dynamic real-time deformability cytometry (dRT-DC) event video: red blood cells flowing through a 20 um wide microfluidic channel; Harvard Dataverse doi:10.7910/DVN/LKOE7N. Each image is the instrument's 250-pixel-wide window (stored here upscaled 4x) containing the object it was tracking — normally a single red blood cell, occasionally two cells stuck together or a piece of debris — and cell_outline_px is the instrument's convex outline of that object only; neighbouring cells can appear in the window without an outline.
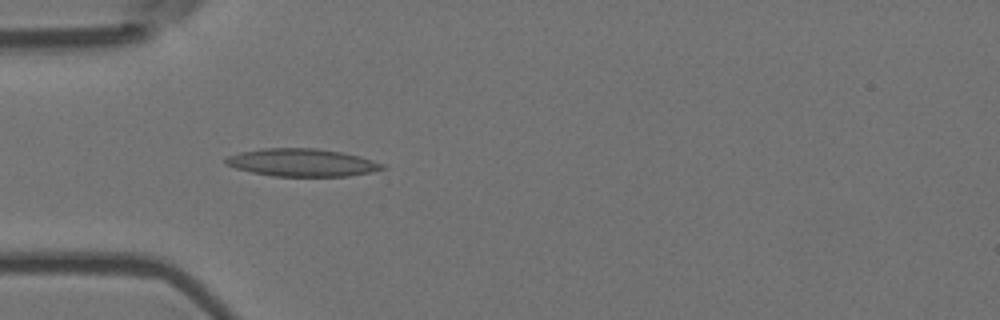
{"species": "Egyptian fruit bat (a non-hibernating species)", "species_latin": "Rousettus aegyptiacus", "temperature_condition": "room temperature", "stored_images_in_passage": 4, "camera_frame_rate_fps": 3000, "um_per_image_px": 0.085, "animal": {"sex": "female"}, "frame": {"image": 1, "passage_image": 4, "time_ms": 1.0, "image_size_px": [1000, 320], "cell_outline_px": [[388, 168], [372, 172], [348, 176], [272, 176], [252, 172], [236, 168], [224, 164], [224, 160], [228, 156], [240, 152], [264, 148], [316, 148], [340, 152], [372, 160], [384, 164]], "centroid_in_image_um": [25.66, 13.82], "position_along_channel_um": 59.3, "area_um2": 25.2}}